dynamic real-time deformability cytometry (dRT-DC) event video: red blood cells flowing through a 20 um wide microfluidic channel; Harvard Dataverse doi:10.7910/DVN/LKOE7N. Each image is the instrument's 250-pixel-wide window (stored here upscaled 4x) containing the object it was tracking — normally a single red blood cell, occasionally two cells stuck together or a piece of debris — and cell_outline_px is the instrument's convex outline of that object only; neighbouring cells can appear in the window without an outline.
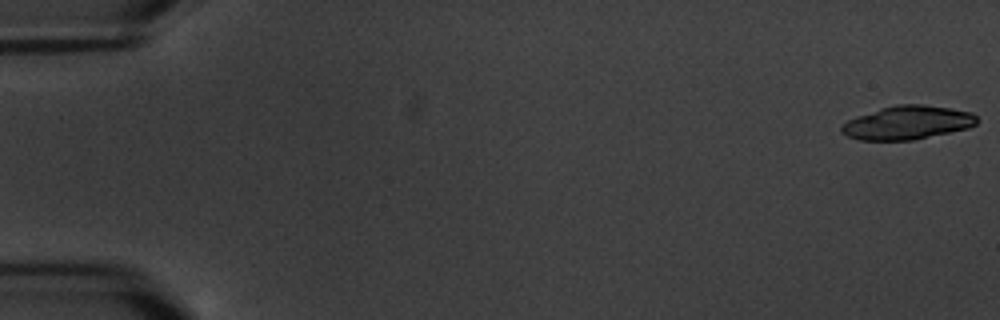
{"species": "common noctule bat (a hibernating species)", "species_latin": "Nyctalus noctula", "temperature_condition": "warm", "stored_images_in_passage": 8, "camera_frame_rate_fps": 3000, "um_per_image_px": 0.085, "animal": {"sex": "male", "body_mass_g": 20.1, "forearm_length_mm": 53.5}, "frame": {"image": 1, "passage_image": 1, "time_ms": 0.0, "image_size_px": [1000, 320], "cell_outline_px": [[980, 120], [976, 124], [968, 128], [912, 140], [860, 140], [848, 136], [840, 132], [840, 128], [848, 120], [856, 116], [880, 108], [896, 104], [924, 104], [972, 112]], "centroid_in_image_um": [77.13, 10.42], "position_along_channel_um": 7.9, "area_um2": 26.47}}